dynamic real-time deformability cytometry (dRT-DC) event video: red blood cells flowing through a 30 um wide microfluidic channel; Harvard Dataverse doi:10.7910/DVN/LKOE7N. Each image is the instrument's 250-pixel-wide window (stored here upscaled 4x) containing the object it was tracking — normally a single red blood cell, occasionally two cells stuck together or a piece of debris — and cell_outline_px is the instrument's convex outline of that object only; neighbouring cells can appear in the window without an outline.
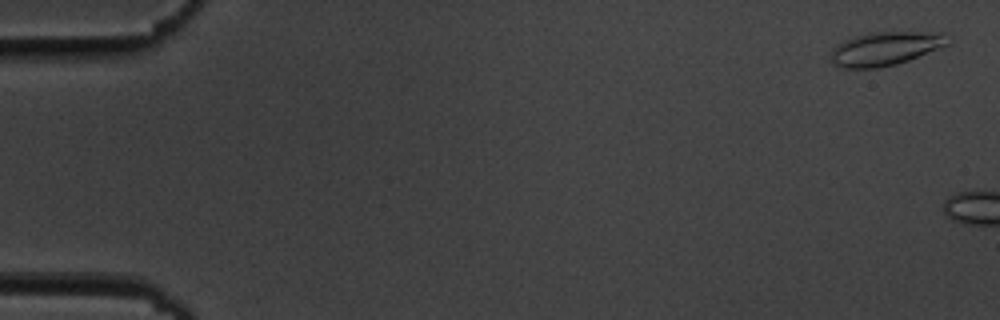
{"species": "common noctule bat (a hibernating species)", "species_latin": "Nyctalus noctula", "temperature_condition": "cold", "stored_images_in_passage": 5, "camera_frame_rate_fps": 3000, "um_per_image_px": 0.085, "animal": {"sex": "male", "body_mass_g": 19.5, "forearm_length_mm": 54.6}, "frame": {"image": 1, "passage_image": 2, "time_ms": 0.333, "image_size_px": [1000, 320], "cell_outline_px": [[952, 40], [948, 44], [908, 60], [896, 64], [880, 68], [844, 68], [836, 64], [832, 60], [832, 48], [844, 40], [868, 32], [944, 32]], "centroid_in_image_um": [75.29, 4.11], "position_along_channel_um": 9.7, "area_um2": 22.83}}